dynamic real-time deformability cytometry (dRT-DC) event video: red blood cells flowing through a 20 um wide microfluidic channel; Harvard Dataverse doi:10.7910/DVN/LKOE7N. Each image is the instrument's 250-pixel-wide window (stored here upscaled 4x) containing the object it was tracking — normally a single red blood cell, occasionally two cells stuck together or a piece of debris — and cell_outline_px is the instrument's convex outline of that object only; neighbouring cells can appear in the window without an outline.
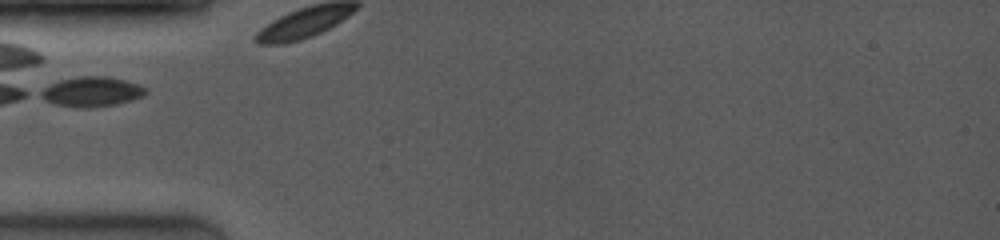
{"species": "common noctule bat (a hibernating species)", "species_latin": "Nyctalus noctula", "temperature_condition": "room temperature", "stored_images_in_passage": 4, "camera_frame_rate_fps": 4000, "um_per_image_px": 0.085, "animal": {"sex": "female", "body_mass_g": 19.0, "forearm_length_mm": 53.3}, "frame": {"image": 1, "passage_image": 1, "time_ms": 0.0, "image_size_px": [1000, 240], "cell_outline_px": [[148, 92], [144, 96], [132, 100], [116, 104], [92, 108], [80, 108], [56, 104], [44, 100], [36, 96], [36, 92], [60, 80], [80, 76], [108, 76], [124, 80], [148, 88]], "centroid_in_image_um": [7.77, 7.8], "position_along_channel_um": 77.2, "area_um2": 18.5}}